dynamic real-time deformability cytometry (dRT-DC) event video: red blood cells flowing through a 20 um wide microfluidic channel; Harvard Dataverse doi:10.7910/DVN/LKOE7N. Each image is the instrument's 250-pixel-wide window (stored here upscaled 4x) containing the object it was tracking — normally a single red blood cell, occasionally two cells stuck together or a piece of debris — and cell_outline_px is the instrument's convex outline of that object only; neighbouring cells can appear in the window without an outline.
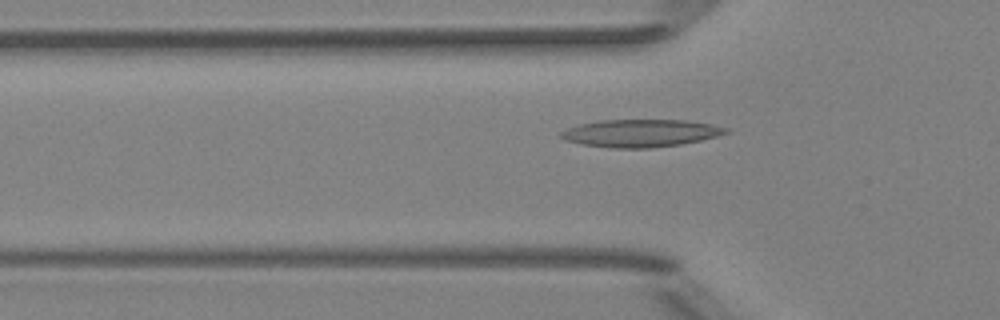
{"species": "Egyptian fruit bat (a non-hibernating species)", "species_latin": "Rousettus aegyptiacus", "temperature_condition": "room temperature", "stored_images_in_passage": 52, "camera_frame_rate_fps": 3000, "um_per_image_px": 0.085, "animal": {"sex": "female"}, "frame": {"image": 1, "passage_image": 17, "time_ms": 5.333, "image_size_px": [1000, 320], "cell_outline_px": [[732, 132], [700, 140], [680, 144], [648, 148], [612, 148], [584, 144], [564, 140], [560, 136], [560, 132], [568, 128], [580, 124], [600, 120], [688, 120], [712, 124], [732, 128]], "centroid_in_image_um": [54.51, 11.31], "position_along_channel_um": 71.3, "area_um2": 26.53}}
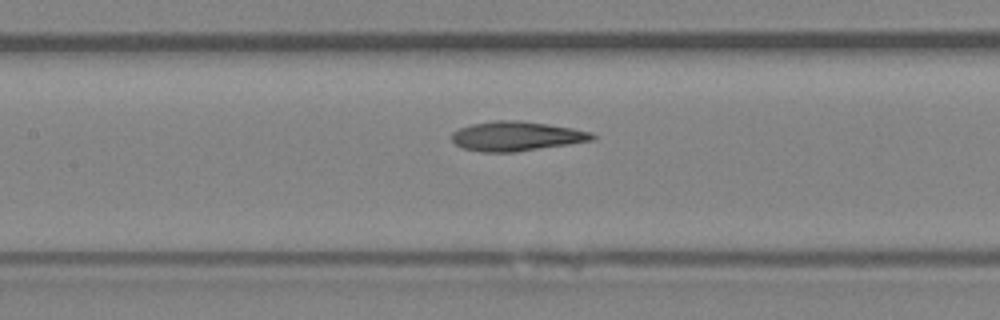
{"frame": {"image": 2, "passage_image": 24, "time_ms": 7.667, "image_size_px": [1000, 320], "cell_outline_px": [[596, 140], [516, 152], [480, 152], [464, 148], [456, 144], [452, 140], [452, 132], [468, 124], [496, 120], [520, 120], [548, 124], [572, 128], [592, 132], [596, 136]], "centroid_in_image_um": [43.91, 11.57], "position_along_channel_um": 163.5, "area_um2": 24.33}}
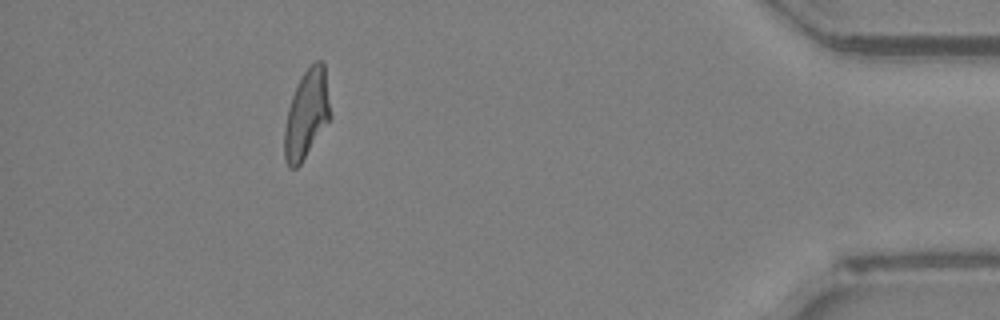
{"frame": {"image": 3, "passage_image": 47, "time_ms": 15.333, "image_size_px": [1000, 320], "cell_outline_px": [[332, 116], [300, 164], [296, 168], [288, 168], [284, 156], [284, 128], [288, 108], [292, 96], [300, 76], [316, 60], [320, 60], [324, 64]], "centroid_in_image_um": [26.06, 9.7], "position_along_channel_um": 409.1, "area_um2": 23.64}, "authors_computed_cell_mechanics": {"area_um2": 24.2182, "velocity_mm_per_s": 3.9482, "shape_relaxation_time_tau1_ms": null, "shape_relaxation_time_tau2_ms": 2.5821, "deformation_change_tau1": null, "deformation_change_tau2": 0.0976}}